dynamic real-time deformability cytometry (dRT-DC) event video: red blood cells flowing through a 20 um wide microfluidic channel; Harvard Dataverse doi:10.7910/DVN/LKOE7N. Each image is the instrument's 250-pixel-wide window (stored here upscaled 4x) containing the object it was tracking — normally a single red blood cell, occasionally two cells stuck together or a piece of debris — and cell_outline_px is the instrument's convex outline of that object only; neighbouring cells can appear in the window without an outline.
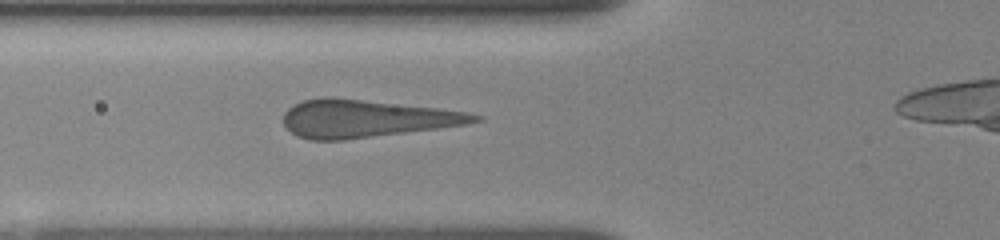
{"species": "human", "species_latin": "Homo sapiens", "temperature_condition": "room temperature", "stored_images_in_passage": 13, "camera_frame_rate_fps": 3000, "um_per_image_px": 0.085, "donor": {"sex": "female"}, "frame": {"image": 1, "passage_image": 4, "time_ms": 1.667, "image_size_px": [1000, 240], "cell_outline_px": [[484, 120], [464, 124], [436, 128], [344, 140], [308, 140], [292, 132], [284, 124], [284, 112], [288, 108], [304, 100], [324, 96], [332, 96], [436, 108], [468, 112], [484, 116]], "centroid_in_image_um": [31.1, 10.07], "position_along_channel_um": 94.7, "area_um2": 41.56}}
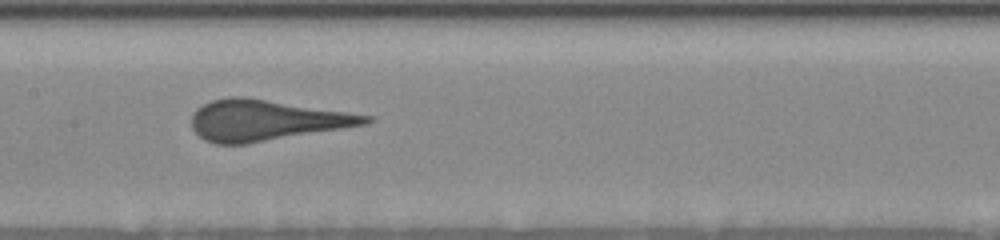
{"frame": {"image": 2, "passage_image": 9, "time_ms": 4.0, "image_size_px": [1000, 240], "cell_outline_px": [[376, 120], [368, 124], [248, 144], [216, 144], [204, 140], [192, 128], [192, 116], [196, 108], [212, 100], [228, 96], [244, 96], [372, 116]], "centroid_in_image_um": [22.6, 10.23], "position_along_channel_um": 184.8, "area_um2": 41.33}}
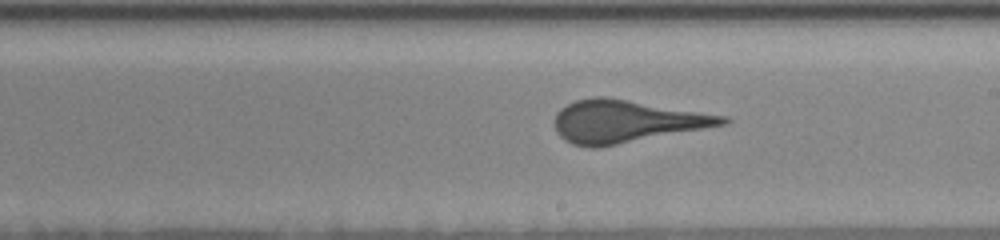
{"frame": {"image": 3, "passage_image": 12, "time_ms": 5.333, "image_size_px": [1000, 240], "cell_outline_px": [[732, 120], [728, 124], [600, 148], [592, 148], [572, 144], [564, 140], [556, 132], [556, 112], [560, 108], [576, 100], [592, 96], [604, 96], [728, 116]], "centroid_in_image_um": [53.24, 10.32], "position_along_channel_um": 235.8, "area_um2": 41.79}}